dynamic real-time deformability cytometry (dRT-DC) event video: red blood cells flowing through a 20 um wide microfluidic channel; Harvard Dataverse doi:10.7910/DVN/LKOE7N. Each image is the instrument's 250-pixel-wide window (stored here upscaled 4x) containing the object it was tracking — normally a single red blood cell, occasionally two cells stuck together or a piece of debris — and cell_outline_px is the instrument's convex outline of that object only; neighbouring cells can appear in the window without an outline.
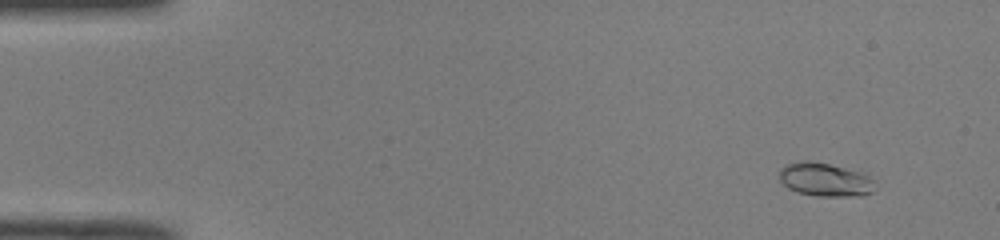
{"species": "common noctule bat (a hibernating species)", "species_latin": "Nyctalus noctula", "temperature_condition": "room temperature", "stored_images_in_passage": 51, "camera_frame_rate_fps": 3000, "um_per_image_px": 0.085, "animal": {"sex": "male", "body_mass_g": 19.0, "forearm_length_mm": 50.8}, "frame": {"image": 1, "passage_image": 4, "time_ms": 1.0, "image_size_px": [1000, 240], "cell_outline_px": [[876, 188], [872, 192], [864, 196], [816, 196], [796, 192], [788, 188], [780, 180], [780, 168], [788, 164], [800, 160], [808, 160], [828, 164], [860, 172], [868, 176], [872, 180]], "centroid_in_image_um": [70.12, 15.28], "position_along_channel_um": 14.9, "area_um2": 18.67}}
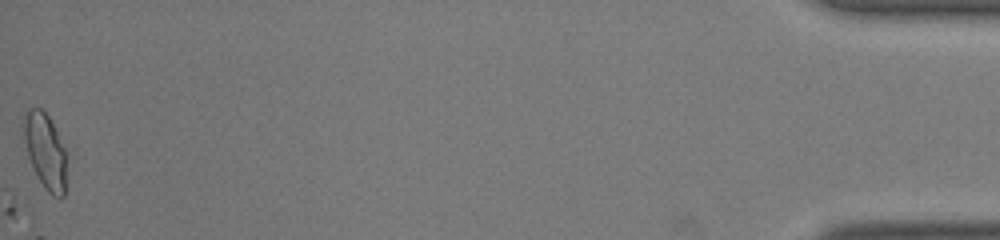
{"frame": {"image": 2, "passage_image": 51, "time_ms": 16.667, "image_size_px": [1000, 240], "cell_outline_px": [[68, 156], [64, 196], [52, 196], [44, 188], [28, 156], [20, 136], [20, 128], [24, 116], [28, 108], [40, 108], [48, 116], [68, 152]], "centroid_in_image_um": [3.83, 12.8], "position_along_channel_um": 431.4, "area_um2": 19.54}}